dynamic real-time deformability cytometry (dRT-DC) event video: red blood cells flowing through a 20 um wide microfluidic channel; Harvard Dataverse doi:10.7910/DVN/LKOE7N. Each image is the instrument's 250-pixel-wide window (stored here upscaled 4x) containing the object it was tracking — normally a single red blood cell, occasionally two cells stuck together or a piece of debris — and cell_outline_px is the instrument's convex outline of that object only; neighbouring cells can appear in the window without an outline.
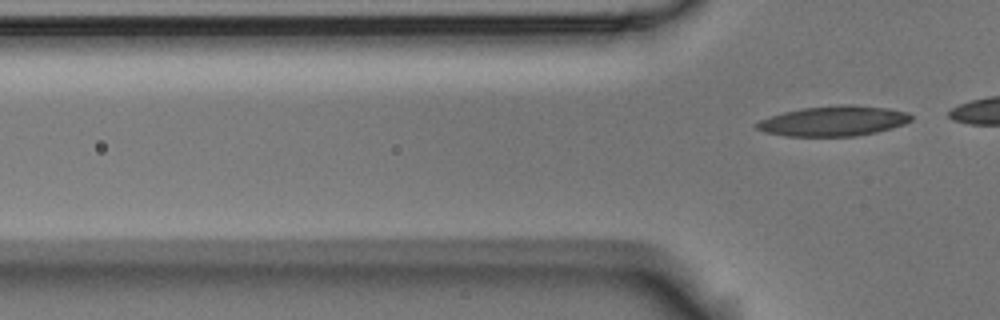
{"species": "Egyptian fruit bat (a non-hibernating species)", "species_latin": "Rousettus aegyptiacus", "temperature_condition": "room temperature", "stored_images_in_passage": 6, "segment_of_instrument_passage": [2, 2], "camera_frame_rate_fps": 3000, "um_per_image_px": 0.085, "animal": {"sex": "male"}, "frame": {"image": 1, "passage_image": 6, "time_ms": 1.667, "image_size_px": [1000, 320], "cell_outline_px": [[912, 120], [904, 124], [892, 128], [876, 132], [856, 136], [784, 136], [764, 132], [756, 128], [752, 124], [760, 120], [784, 112], [804, 108], [844, 104], [888, 108], [908, 112], [912, 116]], "centroid_in_image_um": [70.85, 10.29], "position_along_channel_um": 55.0, "area_um2": 27.05}}